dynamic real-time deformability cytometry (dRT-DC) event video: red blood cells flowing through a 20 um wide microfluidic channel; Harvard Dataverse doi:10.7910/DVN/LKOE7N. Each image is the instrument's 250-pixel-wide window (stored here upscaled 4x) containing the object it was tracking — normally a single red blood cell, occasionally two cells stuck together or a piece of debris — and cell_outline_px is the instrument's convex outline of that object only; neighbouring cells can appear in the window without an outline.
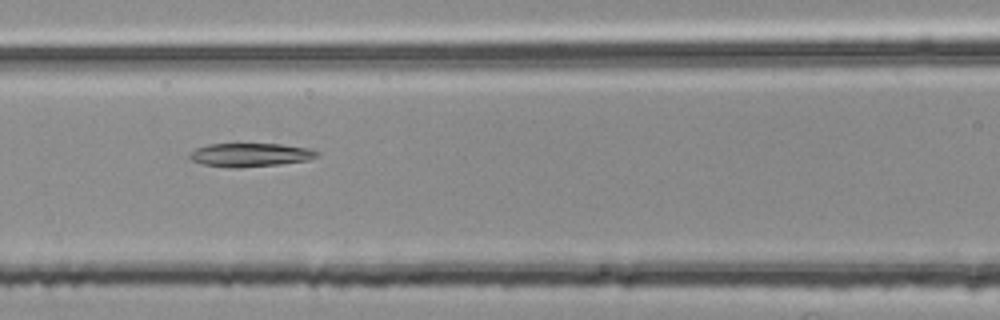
{"species": "common noctule bat (a hibernating species)", "species_latin": "Nyctalus noctula", "temperature_condition": "room temperature", "stored_images_in_passage": 33, "camera_frame_rate_fps": 3000, "um_per_image_px": 0.085, "animal": {"sex": "female", "body_mass_g": 25.1}, "frame": {"image": 1, "passage_image": 8, "time_ms": 2.333, "image_size_px": [1000, 320], "cell_outline_px": [[320, 156], [308, 160], [276, 164], [236, 168], [232, 168], [204, 164], [192, 160], [188, 156], [188, 152], [196, 148], [208, 144], [280, 144], [308, 148], [320, 152]], "centroid_in_image_um": [21.26, 13.15], "position_along_channel_um": 145.3, "area_um2": 17.4}}
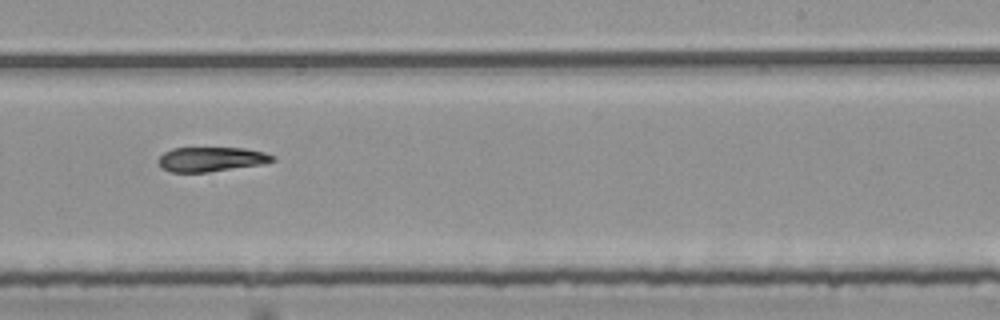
{"frame": {"image": 2, "passage_image": 18, "time_ms": 5.667, "image_size_px": [1000, 320], "cell_outline_px": [[276, 160], [264, 164], [208, 172], [168, 172], [160, 168], [156, 160], [164, 152], [172, 148], [244, 148], [264, 152], [276, 156]], "centroid_in_image_um": [17.93, 13.54], "position_along_channel_um": 271.1, "area_um2": 16.59}}
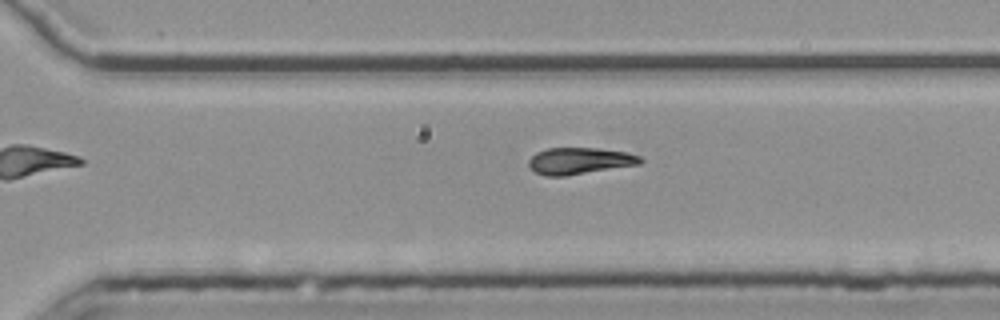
{"frame": {"image": 3, "passage_image": 22, "time_ms": 7.0, "image_size_px": [1000, 320], "cell_outline_px": [[644, 160], [640, 164], [564, 176], [544, 176], [536, 172], [528, 164], [528, 160], [536, 152], [548, 148], [600, 148], [628, 152], [640, 156]], "centroid_in_image_um": [49.28, 13.66], "position_along_channel_um": 321.3, "area_um2": 17.34}, "authors_computed_cell_mechanics": {"area_um2": 17.3978, "velocity_mm_per_s": 3.7834, "shape_relaxation_time_tau1_ms": null, "shape_relaxation_time_tau2_ms": 10.3699, "deformation_change_tau1": null, "deformation_change_tau2": 0.1917}}